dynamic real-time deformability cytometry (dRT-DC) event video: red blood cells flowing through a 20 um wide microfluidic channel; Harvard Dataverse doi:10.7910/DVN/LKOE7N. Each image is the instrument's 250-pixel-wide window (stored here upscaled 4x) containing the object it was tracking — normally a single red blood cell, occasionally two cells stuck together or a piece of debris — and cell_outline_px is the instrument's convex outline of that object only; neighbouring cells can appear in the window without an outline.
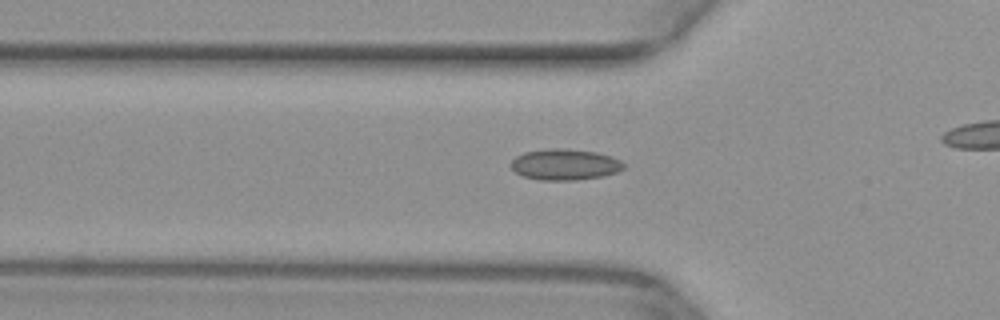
{"species": "common noctule bat (a hibernating species)", "species_latin": "Nyctalus noctula", "temperature_condition": "warm", "stored_images_in_passage": 26, "camera_frame_rate_fps": 3000, "um_per_image_px": 0.085, "animal": {"sex": "female", "body_mass_g": 29.2, "forearm_length_mm": 56.3}, "frame": {"image": 1, "passage_image": 11, "time_ms": 3.333, "image_size_px": [1000, 320], "cell_outline_px": [[624, 168], [616, 172], [604, 176], [576, 180], [540, 180], [524, 176], [516, 172], [512, 168], [512, 160], [516, 156], [524, 152], [548, 148], [564, 148], [596, 152], [612, 156], [620, 160], [624, 164]], "centroid_in_image_um": [48.03, 13.97], "position_along_channel_um": 77.8, "area_um2": 20.4}}
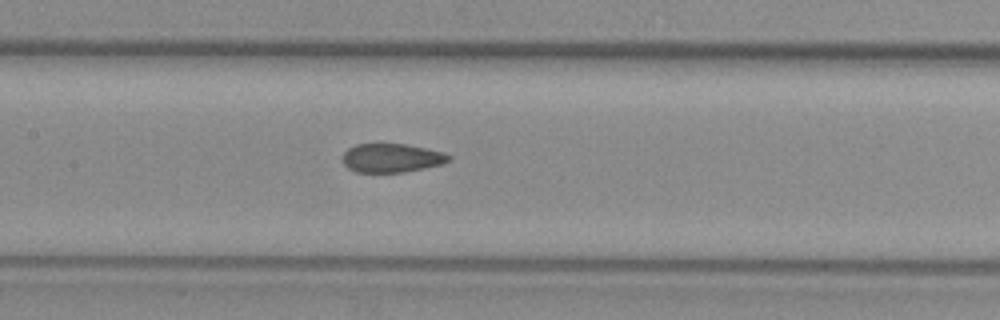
{"frame": {"image": 2, "passage_image": 18, "time_ms": 5.667, "image_size_px": [1000, 320], "cell_outline_px": [[452, 160], [444, 164], [404, 172], [356, 172], [348, 168], [344, 164], [344, 152], [348, 148], [356, 144], [404, 144], [444, 152], [452, 156]], "centroid_in_image_um": [33.33, 13.43], "position_along_channel_um": 174.1, "area_um2": 17.8}}
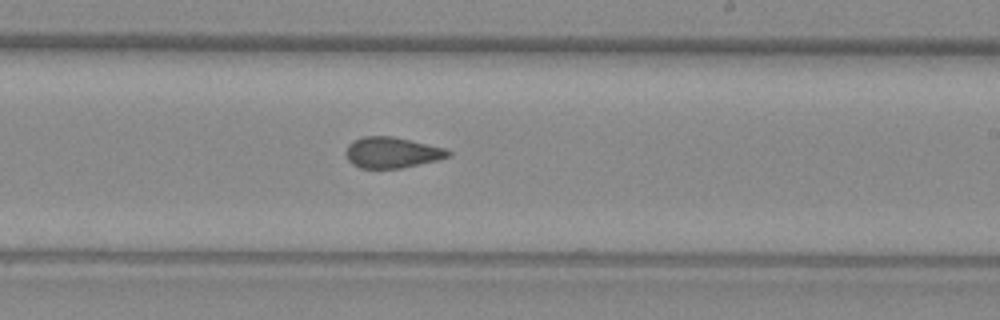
{"frame": {"image": 3, "passage_image": 24, "time_ms": 7.667, "image_size_px": [1000, 320], "cell_outline_px": [[452, 152], [448, 156], [436, 160], [400, 168], [360, 168], [352, 164], [348, 160], [348, 144], [352, 140], [364, 136], [392, 136], [444, 148]], "centroid_in_image_um": [33.29, 12.96], "position_along_channel_um": 255.7, "area_um2": 18.03}}